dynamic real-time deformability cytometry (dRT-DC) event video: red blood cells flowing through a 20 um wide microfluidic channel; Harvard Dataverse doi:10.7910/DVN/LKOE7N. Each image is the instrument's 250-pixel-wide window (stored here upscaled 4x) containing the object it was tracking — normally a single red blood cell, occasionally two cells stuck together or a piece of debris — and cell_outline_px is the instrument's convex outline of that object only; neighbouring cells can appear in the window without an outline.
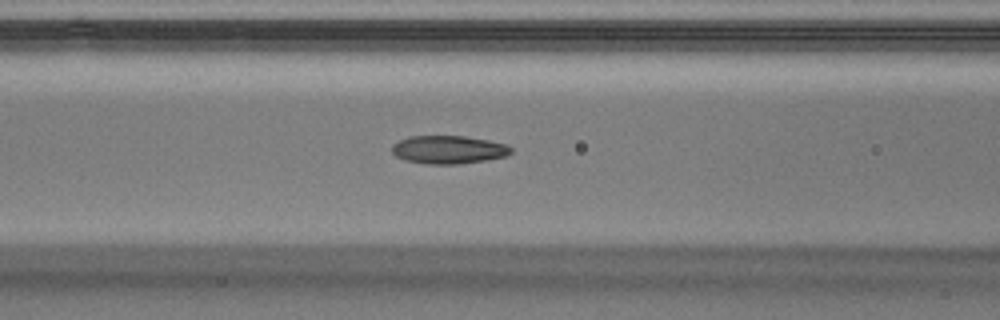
{"species": "Egyptian fruit bat (a non-hibernating species)", "species_latin": "Rousettus aegyptiacus", "temperature_condition": "warm", "stored_images_in_passage": 40, "camera_frame_rate_fps": 3000, "um_per_image_px": 0.085, "animal": {"sex": "male"}, "frame": {"image": 1, "passage_image": 14, "time_ms": 4.333, "image_size_px": [1000, 320], "cell_outline_px": [[512, 152], [508, 156], [488, 160], [460, 164], [428, 164], [404, 160], [396, 156], [392, 152], [392, 144], [408, 136], [464, 136], [488, 140], [508, 144], [512, 148]], "centroid_in_image_um": [38.15, 12.72], "position_along_channel_um": 128.4, "area_um2": 19.77}}
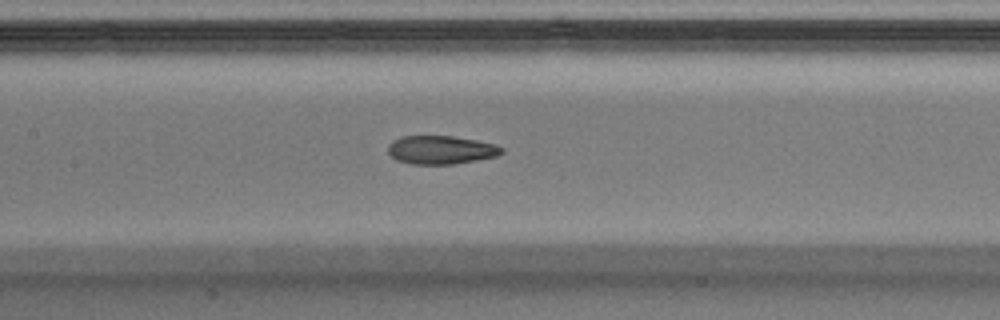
{"frame": {"image": 2, "passage_image": 17, "time_ms": 5.333, "image_size_px": [1000, 320], "cell_outline_px": [[504, 152], [496, 156], [476, 160], [452, 164], [412, 164], [396, 160], [388, 152], [388, 144], [392, 140], [404, 136], [452, 136], [476, 140], [496, 144], [504, 148]], "centroid_in_image_um": [37.48, 12.74], "position_along_channel_um": 169.9, "area_um2": 18.84}}
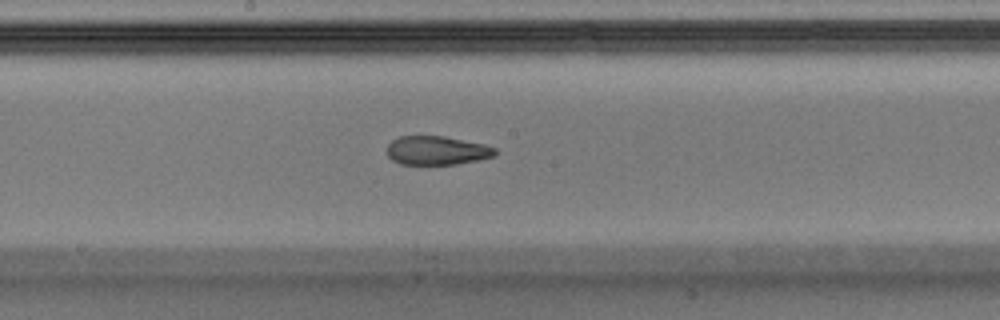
{"frame": {"image": 3, "passage_image": 20, "time_ms": 6.333, "image_size_px": [1000, 320], "cell_outline_px": [[496, 156], [456, 164], [400, 164], [392, 160], [388, 156], [388, 144], [392, 140], [400, 136], [444, 136], [484, 144], [496, 148]], "centroid_in_image_um": [37.13, 12.79], "position_along_channel_um": 211.1, "area_um2": 18.09}}